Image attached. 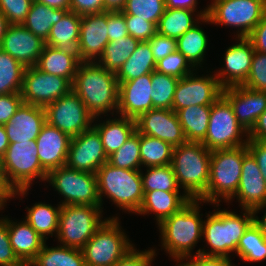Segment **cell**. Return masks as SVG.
<instances>
[{
	"instance_id": "cell-1",
	"label": "cell",
	"mask_w": 266,
	"mask_h": 266,
	"mask_svg": "<svg viewBox=\"0 0 266 266\" xmlns=\"http://www.w3.org/2000/svg\"><path fill=\"white\" fill-rule=\"evenodd\" d=\"M72 90L85 104L94 120L110 112L117 113L119 83L115 73L96 62H81L72 82ZM115 109V111H114Z\"/></svg>"
},
{
	"instance_id": "cell-2",
	"label": "cell",
	"mask_w": 266,
	"mask_h": 266,
	"mask_svg": "<svg viewBox=\"0 0 266 266\" xmlns=\"http://www.w3.org/2000/svg\"><path fill=\"white\" fill-rule=\"evenodd\" d=\"M199 202L201 204L200 200H191L158 224L162 247L175 261L192 256L194 246L202 239L204 221L199 214Z\"/></svg>"
},
{
	"instance_id": "cell-3",
	"label": "cell",
	"mask_w": 266,
	"mask_h": 266,
	"mask_svg": "<svg viewBox=\"0 0 266 266\" xmlns=\"http://www.w3.org/2000/svg\"><path fill=\"white\" fill-rule=\"evenodd\" d=\"M211 152L201 142H186L173 149L171 166L177 184L191 200H199L207 191Z\"/></svg>"
},
{
	"instance_id": "cell-4",
	"label": "cell",
	"mask_w": 266,
	"mask_h": 266,
	"mask_svg": "<svg viewBox=\"0 0 266 266\" xmlns=\"http://www.w3.org/2000/svg\"><path fill=\"white\" fill-rule=\"evenodd\" d=\"M254 216L252 210L245 209L243 216L227 210H216L213 214H207L202 236L211 250L198 249L196 254L229 258V253L237 252L240 238L254 222Z\"/></svg>"
},
{
	"instance_id": "cell-5",
	"label": "cell",
	"mask_w": 266,
	"mask_h": 266,
	"mask_svg": "<svg viewBox=\"0 0 266 266\" xmlns=\"http://www.w3.org/2000/svg\"><path fill=\"white\" fill-rule=\"evenodd\" d=\"M247 151V145H244L231 149H217L211 152L210 178L206 193L199 199L201 202H210L217 207L221 198L228 203L230 202L229 200L238 190L243 157Z\"/></svg>"
},
{
	"instance_id": "cell-6",
	"label": "cell",
	"mask_w": 266,
	"mask_h": 266,
	"mask_svg": "<svg viewBox=\"0 0 266 266\" xmlns=\"http://www.w3.org/2000/svg\"><path fill=\"white\" fill-rule=\"evenodd\" d=\"M0 168L15 197L24 196L34 179L46 181L48 176L39 161L36 140L9 143L0 159Z\"/></svg>"
},
{
	"instance_id": "cell-7",
	"label": "cell",
	"mask_w": 266,
	"mask_h": 266,
	"mask_svg": "<svg viewBox=\"0 0 266 266\" xmlns=\"http://www.w3.org/2000/svg\"><path fill=\"white\" fill-rule=\"evenodd\" d=\"M96 176L101 206L102 197L106 195L122 210L138 212L144 198L140 170L121 169L106 162Z\"/></svg>"
},
{
	"instance_id": "cell-8",
	"label": "cell",
	"mask_w": 266,
	"mask_h": 266,
	"mask_svg": "<svg viewBox=\"0 0 266 266\" xmlns=\"http://www.w3.org/2000/svg\"><path fill=\"white\" fill-rule=\"evenodd\" d=\"M118 217L108 218L81 249L86 266H114L134 246L121 230Z\"/></svg>"
},
{
	"instance_id": "cell-9",
	"label": "cell",
	"mask_w": 266,
	"mask_h": 266,
	"mask_svg": "<svg viewBox=\"0 0 266 266\" xmlns=\"http://www.w3.org/2000/svg\"><path fill=\"white\" fill-rule=\"evenodd\" d=\"M102 209L91 205L61 206L58 241L63 246L82 249L107 220H102Z\"/></svg>"
},
{
	"instance_id": "cell-10",
	"label": "cell",
	"mask_w": 266,
	"mask_h": 266,
	"mask_svg": "<svg viewBox=\"0 0 266 266\" xmlns=\"http://www.w3.org/2000/svg\"><path fill=\"white\" fill-rule=\"evenodd\" d=\"M207 7L201 22L235 26L240 30L236 38L248 37L264 15L266 0H213Z\"/></svg>"
},
{
	"instance_id": "cell-11",
	"label": "cell",
	"mask_w": 266,
	"mask_h": 266,
	"mask_svg": "<svg viewBox=\"0 0 266 266\" xmlns=\"http://www.w3.org/2000/svg\"><path fill=\"white\" fill-rule=\"evenodd\" d=\"M47 182L63 195L64 205H91L101 207L96 174L62 166L48 173Z\"/></svg>"
},
{
	"instance_id": "cell-12",
	"label": "cell",
	"mask_w": 266,
	"mask_h": 266,
	"mask_svg": "<svg viewBox=\"0 0 266 266\" xmlns=\"http://www.w3.org/2000/svg\"><path fill=\"white\" fill-rule=\"evenodd\" d=\"M248 132L238 123L233 107L222 95L211 105L209 126L201 142L208 150L231 149L247 145Z\"/></svg>"
},
{
	"instance_id": "cell-13",
	"label": "cell",
	"mask_w": 266,
	"mask_h": 266,
	"mask_svg": "<svg viewBox=\"0 0 266 266\" xmlns=\"http://www.w3.org/2000/svg\"><path fill=\"white\" fill-rule=\"evenodd\" d=\"M45 111L47 123L71 138L93 126L94 116L72 89L61 98L48 104Z\"/></svg>"
},
{
	"instance_id": "cell-14",
	"label": "cell",
	"mask_w": 266,
	"mask_h": 266,
	"mask_svg": "<svg viewBox=\"0 0 266 266\" xmlns=\"http://www.w3.org/2000/svg\"><path fill=\"white\" fill-rule=\"evenodd\" d=\"M71 89L72 84L64 77L45 73L35 66L24 70L21 95L25 104L45 108Z\"/></svg>"
},
{
	"instance_id": "cell-15",
	"label": "cell",
	"mask_w": 266,
	"mask_h": 266,
	"mask_svg": "<svg viewBox=\"0 0 266 266\" xmlns=\"http://www.w3.org/2000/svg\"><path fill=\"white\" fill-rule=\"evenodd\" d=\"M194 74L192 72L179 79L173 97V111L177 112L191 105H212L222 96L223 87L215 74L202 77Z\"/></svg>"
},
{
	"instance_id": "cell-16",
	"label": "cell",
	"mask_w": 266,
	"mask_h": 266,
	"mask_svg": "<svg viewBox=\"0 0 266 266\" xmlns=\"http://www.w3.org/2000/svg\"><path fill=\"white\" fill-rule=\"evenodd\" d=\"M106 162H108V156L104 151L101 137L93 126L71 139L67 167L96 174Z\"/></svg>"
},
{
	"instance_id": "cell-17",
	"label": "cell",
	"mask_w": 266,
	"mask_h": 266,
	"mask_svg": "<svg viewBox=\"0 0 266 266\" xmlns=\"http://www.w3.org/2000/svg\"><path fill=\"white\" fill-rule=\"evenodd\" d=\"M136 130L170 143L173 147L187 142L178 116L172 109L154 108L142 113L136 119Z\"/></svg>"
},
{
	"instance_id": "cell-18",
	"label": "cell",
	"mask_w": 266,
	"mask_h": 266,
	"mask_svg": "<svg viewBox=\"0 0 266 266\" xmlns=\"http://www.w3.org/2000/svg\"><path fill=\"white\" fill-rule=\"evenodd\" d=\"M222 95L233 107L238 123L249 133L266 110V93L236 85L223 88Z\"/></svg>"
},
{
	"instance_id": "cell-19",
	"label": "cell",
	"mask_w": 266,
	"mask_h": 266,
	"mask_svg": "<svg viewBox=\"0 0 266 266\" xmlns=\"http://www.w3.org/2000/svg\"><path fill=\"white\" fill-rule=\"evenodd\" d=\"M108 43L107 11L83 15L77 45L79 59L82 62L97 61Z\"/></svg>"
},
{
	"instance_id": "cell-20",
	"label": "cell",
	"mask_w": 266,
	"mask_h": 266,
	"mask_svg": "<svg viewBox=\"0 0 266 266\" xmlns=\"http://www.w3.org/2000/svg\"><path fill=\"white\" fill-rule=\"evenodd\" d=\"M151 73L119 84L117 114L137 119L153 108Z\"/></svg>"
},
{
	"instance_id": "cell-21",
	"label": "cell",
	"mask_w": 266,
	"mask_h": 266,
	"mask_svg": "<svg viewBox=\"0 0 266 266\" xmlns=\"http://www.w3.org/2000/svg\"><path fill=\"white\" fill-rule=\"evenodd\" d=\"M44 45L45 41L22 24H10L0 48L26 68L36 65Z\"/></svg>"
},
{
	"instance_id": "cell-22",
	"label": "cell",
	"mask_w": 266,
	"mask_h": 266,
	"mask_svg": "<svg viewBox=\"0 0 266 266\" xmlns=\"http://www.w3.org/2000/svg\"><path fill=\"white\" fill-rule=\"evenodd\" d=\"M234 197H237L242 210L254 211L266 204V181L249 151L244 154L238 190L230 201Z\"/></svg>"
},
{
	"instance_id": "cell-23",
	"label": "cell",
	"mask_w": 266,
	"mask_h": 266,
	"mask_svg": "<svg viewBox=\"0 0 266 266\" xmlns=\"http://www.w3.org/2000/svg\"><path fill=\"white\" fill-rule=\"evenodd\" d=\"M237 39L239 43L226 50L224 55L225 68L215 74L223 88L242 85L251 70L254 55L253 45L247 37Z\"/></svg>"
},
{
	"instance_id": "cell-24",
	"label": "cell",
	"mask_w": 266,
	"mask_h": 266,
	"mask_svg": "<svg viewBox=\"0 0 266 266\" xmlns=\"http://www.w3.org/2000/svg\"><path fill=\"white\" fill-rule=\"evenodd\" d=\"M71 137L47 122L36 138L38 158L42 168L49 173L66 165Z\"/></svg>"
},
{
	"instance_id": "cell-25",
	"label": "cell",
	"mask_w": 266,
	"mask_h": 266,
	"mask_svg": "<svg viewBox=\"0 0 266 266\" xmlns=\"http://www.w3.org/2000/svg\"><path fill=\"white\" fill-rule=\"evenodd\" d=\"M46 122L44 107L23 103L4 127L10 143H21L36 140Z\"/></svg>"
},
{
	"instance_id": "cell-26",
	"label": "cell",
	"mask_w": 266,
	"mask_h": 266,
	"mask_svg": "<svg viewBox=\"0 0 266 266\" xmlns=\"http://www.w3.org/2000/svg\"><path fill=\"white\" fill-rule=\"evenodd\" d=\"M81 62L77 50L57 49L45 44L35 67L45 73L64 77L72 84Z\"/></svg>"
},
{
	"instance_id": "cell-27",
	"label": "cell",
	"mask_w": 266,
	"mask_h": 266,
	"mask_svg": "<svg viewBox=\"0 0 266 266\" xmlns=\"http://www.w3.org/2000/svg\"><path fill=\"white\" fill-rule=\"evenodd\" d=\"M6 224L14 253L20 261L31 263L45 241L25 220L17 223L6 217Z\"/></svg>"
},
{
	"instance_id": "cell-28",
	"label": "cell",
	"mask_w": 266,
	"mask_h": 266,
	"mask_svg": "<svg viewBox=\"0 0 266 266\" xmlns=\"http://www.w3.org/2000/svg\"><path fill=\"white\" fill-rule=\"evenodd\" d=\"M168 191L144 192V198L137 214L155 213L157 224L174 213L179 212L191 199L186 194Z\"/></svg>"
},
{
	"instance_id": "cell-29",
	"label": "cell",
	"mask_w": 266,
	"mask_h": 266,
	"mask_svg": "<svg viewBox=\"0 0 266 266\" xmlns=\"http://www.w3.org/2000/svg\"><path fill=\"white\" fill-rule=\"evenodd\" d=\"M93 127L98 131L104 147V151L109 157L118 150L136 131V120L124 116L115 119H108L102 123L96 122Z\"/></svg>"
},
{
	"instance_id": "cell-30",
	"label": "cell",
	"mask_w": 266,
	"mask_h": 266,
	"mask_svg": "<svg viewBox=\"0 0 266 266\" xmlns=\"http://www.w3.org/2000/svg\"><path fill=\"white\" fill-rule=\"evenodd\" d=\"M208 9L206 7V9L200 11L198 17H196L197 19H194L192 14L196 11L166 8L157 25V33L177 40L187 30L193 28L198 20L201 21L204 17H207Z\"/></svg>"
},
{
	"instance_id": "cell-31",
	"label": "cell",
	"mask_w": 266,
	"mask_h": 266,
	"mask_svg": "<svg viewBox=\"0 0 266 266\" xmlns=\"http://www.w3.org/2000/svg\"><path fill=\"white\" fill-rule=\"evenodd\" d=\"M211 105L188 106L176 112L187 142H202L208 131Z\"/></svg>"
},
{
	"instance_id": "cell-32",
	"label": "cell",
	"mask_w": 266,
	"mask_h": 266,
	"mask_svg": "<svg viewBox=\"0 0 266 266\" xmlns=\"http://www.w3.org/2000/svg\"><path fill=\"white\" fill-rule=\"evenodd\" d=\"M81 18L75 12L68 11L52 26L45 44L57 49L77 50Z\"/></svg>"
},
{
	"instance_id": "cell-33",
	"label": "cell",
	"mask_w": 266,
	"mask_h": 266,
	"mask_svg": "<svg viewBox=\"0 0 266 266\" xmlns=\"http://www.w3.org/2000/svg\"><path fill=\"white\" fill-rule=\"evenodd\" d=\"M156 61L149 46V41H140L135 51L115 73L118 83L130 81L152 73Z\"/></svg>"
},
{
	"instance_id": "cell-34",
	"label": "cell",
	"mask_w": 266,
	"mask_h": 266,
	"mask_svg": "<svg viewBox=\"0 0 266 266\" xmlns=\"http://www.w3.org/2000/svg\"><path fill=\"white\" fill-rule=\"evenodd\" d=\"M68 11L70 10L55 9L33 1L30 11L22 25L35 36L46 41L52 26L59 22Z\"/></svg>"
},
{
	"instance_id": "cell-35",
	"label": "cell",
	"mask_w": 266,
	"mask_h": 266,
	"mask_svg": "<svg viewBox=\"0 0 266 266\" xmlns=\"http://www.w3.org/2000/svg\"><path fill=\"white\" fill-rule=\"evenodd\" d=\"M28 209L25 221L36 231L44 241L47 236H53V233L58 234L59 228V215L61 205L53 207L46 203H35L31 208Z\"/></svg>"
},
{
	"instance_id": "cell-36",
	"label": "cell",
	"mask_w": 266,
	"mask_h": 266,
	"mask_svg": "<svg viewBox=\"0 0 266 266\" xmlns=\"http://www.w3.org/2000/svg\"><path fill=\"white\" fill-rule=\"evenodd\" d=\"M31 266H86L81 249L59 245L49 247L44 242L41 251L30 263Z\"/></svg>"
},
{
	"instance_id": "cell-37",
	"label": "cell",
	"mask_w": 266,
	"mask_h": 266,
	"mask_svg": "<svg viewBox=\"0 0 266 266\" xmlns=\"http://www.w3.org/2000/svg\"><path fill=\"white\" fill-rule=\"evenodd\" d=\"M207 38L206 33L201 29L198 23L176 40L177 51H179L196 69H198L197 67L199 66L202 67L201 62L205 59L204 55L208 48Z\"/></svg>"
},
{
	"instance_id": "cell-38",
	"label": "cell",
	"mask_w": 266,
	"mask_h": 266,
	"mask_svg": "<svg viewBox=\"0 0 266 266\" xmlns=\"http://www.w3.org/2000/svg\"><path fill=\"white\" fill-rule=\"evenodd\" d=\"M139 42L129 35L115 41H109L97 63L106 70L116 73L135 51Z\"/></svg>"
},
{
	"instance_id": "cell-39",
	"label": "cell",
	"mask_w": 266,
	"mask_h": 266,
	"mask_svg": "<svg viewBox=\"0 0 266 266\" xmlns=\"http://www.w3.org/2000/svg\"><path fill=\"white\" fill-rule=\"evenodd\" d=\"M173 149L170 143L140 134L141 165L145 167L171 165Z\"/></svg>"
},
{
	"instance_id": "cell-40",
	"label": "cell",
	"mask_w": 266,
	"mask_h": 266,
	"mask_svg": "<svg viewBox=\"0 0 266 266\" xmlns=\"http://www.w3.org/2000/svg\"><path fill=\"white\" fill-rule=\"evenodd\" d=\"M236 253L243 261L247 262H260L266 259V238L255 222L240 238Z\"/></svg>"
},
{
	"instance_id": "cell-41",
	"label": "cell",
	"mask_w": 266,
	"mask_h": 266,
	"mask_svg": "<svg viewBox=\"0 0 266 266\" xmlns=\"http://www.w3.org/2000/svg\"><path fill=\"white\" fill-rule=\"evenodd\" d=\"M25 67L0 48V95L21 93Z\"/></svg>"
},
{
	"instance_id": "cell-42",
	"label": "cell",
	"mask_w": 266,
	"mask_h": 266,
	"mask_svg": "<svg viewBox=\"0 0 266 266\" xmlns=\"http://www.w3.org/2000/svg\"><path fill=\"white\" fill-rule=\"evenodd\" d=\"M143 192L168 191L180 192L176 176L171 165L147 167L144 174L141 172Z\"/></svg>"
},
{
	"instance_id": "cell-43",
	"label": "cell",
	"mask_w": 266,
	"mask_h": 266,
	"mask_svg": "<svg viewBox=\"0 0 266 266\" xmlns=\"http://www.w3.org/2000/svg\"><path fill=\"white\" fill-rule=\"evenodd\" d=\"M108 163L121 169L142 170L140 133L137 130L118 150L108 157Z\"/></svg>"
},
{
	"instance_id": "cell-44",
	"label": "cell",
	"mask_w": 266,
	"mask_h": 266,
	"mask_svg": "<svg viewBox=\"0 0 266 266\" xmlns=\"http://www.w3.org/2000/svg\"><path fill=\"white\" fill-rule=\"evenodd\" d=\"M153 108L172 109L173 97L179 79L154 70L151 73Z\"/></svg>"
},
{
	"instance_id": "cell-45",
	"label": "cell",
	"mask_w": 266,
	"mask_h": 266,
	"mask_svg": "<svg viewBox=\"0 0 266 266\" xmlns=\"http://www.w3.org/2000/svg\"><path fill=\"white\" fill-rule=\"evenodd\" d=\"M165 9V0H126L121 12L145 19L157 27Z\"/></svg>"
},
{
	"instance_id": "cell-46",
	"label": "cell",
	"mask_w": 266,
	"mask_h": 266,
	"mask_svg": "<svg viewBox=\"0 0 266 266\" xmlns=\"http://www.w3.org/2000/svg\"><path fill=\"white\" fill-rule=\"evenodd\" d=\"M193 69V70H192ZM156 71L181 79L196 70L179 52L175 51L156 62Z\"/></svg>"
},
{
	"instance_id": "cell-47",
	"label": "cell",
	"mask_w": 266,
	"mask_h": 266,
	"mask_svg": "<svg viewBox=\"0 0 266 266\" xmlns=\"http://www.w3.org/2000/svg\"><path fill=\"white\" fill-rule=\"evenodd\" d=\"M242 85L266 93V53L254 51L250 73Z\"/></svg>"
},
{
	"instance_id": "cell-48",
	"label": "cell",
	"mask_w": 266,
	"mask_h": 266,
	"mask_svg": "<svg viewBox=\"0 0 266 266\" xmlns=\"http://www.w3.org/2000/svg\"><path fill=\"white\" fill-rule=\"evenodd\" d=\"M34 0H0V11L9 24L19 25L24 22Z\"/></svg>"
},
{
	"instance_id": "cell-49",
	"label": "cell",
	"mask_w": 266,
	"mask_h": 266,
	"mask_svg": "<svg viewBox=\"0 0 266 266\" xmlns=\"http://www.w3.org/2000/svg\"><path fill=\"white\" fill-rule=\"evenodd\" d=\"M129 36L139 41H149L156 33L157 27L145 19L123 13Z\"/></svg>"
},
{
	"instance_id": "cell-50",
	"label": "cell",
	"mask_w": 266,
	"mask_h": 266,
	"mask_svg": "<svg viewBox=\"0 0 266 266\" xmlns=\"http://www.w3.org/2000/svg\"><path fill=\"white\" fill-rule=\"evenodd\" d=\"M15 263H22L14 253L10 243L6 218L0 219V266H9Z\"/></svg>"
},
{
	"instance_id": "cell-51",
	"label": "cell",
	"mask_w": 266,
	"mask_h": 266,
	"mask_svg": "<svg viewBox=\"0 0 266 266\" xmlns=\"http://www.w3.org/2000/svg\"><path fill=\"white\" fill-rule=\"evenodd\" d=\"M149 46L156 62L177 50L176 39L158 33L149 40Z\"/></svg>"
},
{
	"instance_id": "cell-52",
	"label": "cell",
	"mask_w": 266,
	"mask_h": 266,
	"mask_svg": "<svg viewBox=\"0 0 266 266\" xmlns=\"http://www.w3.org/2000/svg\"><path fill=\"white\" fill-rule=\"evenodd\" d=\"M21 93L0 95V125H5L23 104Z\"/></svg>"
},
{
	"instance_id": "cell-53",
	"label": "cell",
	"mask_w": 266,
	"mask_h": 266,
	"mask_svg": "<svg viewBox=\"0 0 266 266\" xmlns=\"http://www.w3.org/2000/svg\"><path fill=\"white\" fill-rule=\"evenodd\" d=\"M155 255V249L139 252L136 248H133L114 266H151Z\"/></svg>"
},
{
	"instance_id": "cell-54",
	"label": "cell",
	"mask_w": 266,
	"mask_h": 266,
	"mask_svg": "<svg viewBox=\"0 0 266 266\" xmlns=\"http://www.w3.org/2000/svg\"><path fill=\"white\" fill-rule=\"evenodd\" d=\"M183 260L184 261L188 260V262L183 263ZM178 261H181L182 264L180 262V264H178L177 266H234L235 265V264L232 265L230 258L222 256L203 255L201 253L185 257Z\"/></svg>"
},
{
	"instance_id": "cell-55",
	"label": "cell",
	"mask_w": 266,
	"mask_h": 266,
	"mask_svg": "<svg viewBox=\"0 0 266 266\" xmlns=\"http://www.w3.org/2000/svg\"><path fill=\"white\" fill-rule=\"evenodd\" d=\"M107 25L109 41L129 35L125 17L121 11L107 12Z\"/></svg>"
},
{
	"instance_id": "cell-56",
	"label": "cell",
	"mask_w": 266,
	"mask_h": 266,
	"mask_svg": "<svg viewBox=\"0 0 266 266\" xmlns=\"http://www.w3.org/2000/svg\"><path fill=\"white\" fill-rule=\"evenodd\" d=\"M70 11L83 16L104 12L103 0H70Z\"/></svg>"
},
{
	"instance_id": "cell-57",
	"label": "cell",
	"mask_w": 266,
	"mask_h": 266,
	"mask_svg": "<svg viewBox=\"0 0 266 266\" xmlns=\"http://www.w3.org/2000/svg\"><path fill=\"white\" fill-rule=\"evenodd\" d=\"M247 38L251 41L254 51L266 53V10Z\"/></svg>"
},
{
	"instance_id": "cell-58",
	"label": "cell",
	"mask_w": 266,
	"mask_h": 266,
	"mask_svg": "<svg viewBox=\"0 0 266 266\" xmlns=\"http://www.w3.org/2000/svg\"><path fill=\"white\" fill-rule=\"evenodd\" d=\"M247 148L255 158L262 172V176L266 181V141L248 139Z\"/></svg>"
},
{
	"instance_id": "cell-59",
	"label": "cell",
	"mask_w": 266,
	"mask_h": 266,
	"mask_svg": "<svg viewBox=\"0 0 266 266\" xmlns=\"http://www.w3.org/2000/svg\"><path fill=\"white\" fill-rule=\"evenodd\" d=\"M247 138L266 141V110L259 116Z\"/></svg>"
},
{
	"instance_id": "cell-60",
	"label": "cell",
	"mask_w": 266,
	"mask_h": 266,
	"mask_svg": "<svg viewBox=\"0 0 266 266\" xmlns=\"http://www.w3.org/2000/svg\"><path fill=\"white\" fill-rule=\"evenodd\" d=\"M13 193V190L7 185L0 168V210H3L7 200L14 198Z\"/></svg>"
},
{
	"instance_id": "cell-61",
	"label": "cell",
	"mask_w": 266,
	"mask_h": 266,
	"mask_svg": "<svg viewBox=\"0 0 266 266\" xmlns=\"http://www.w3.org/2000/svg\"><path fill=\"white\" fill-rule=\"evenodd\" d=\"M197 0H165V6L169 9H189L195 11Z\"/></svg>"
},
{
	"instance_id": "cell-62",
	"label": "cell",
	"mask_w": 266,
	"mask_h": 266,
	"mask_svg": "<svg viewBox=\"0 0 266 266\" xmlns=\"http://www.w3.org/2000/svg\"><path fill=\"white\" fill-rule=\"evenodd\" d=\"M55 9L70 10V0H34Z\"/></svg>"
},
{
	"instance_id": "cell-63",
	"label": "cell",
	"mask_w": 266,
	"mask_h": 266,
	"mask_svg": "<svg viewBox=\"0 0 266 266\" xmlns=\"http://www.w3.org/2000/svg\"><path fill=\"white\" fill-rule=\"evenodd\" d=\"M104 2V12H117L122 11L126 0H103Z\"/></svg>"
},
{
	"instance_id": "cell-64",
	"label": "cell",
	"mask_w": 266,
	"mask_h": 266,
	"mask_svg": "<svg viewBox=\"0 0 266 266\" xmlns=\"http://www.w3.org/2000/svg\"><path fill=\"white\" fill-rule=\"evenodd\" d=\"M9 143L10 142L5 127L4 125H0V159L5 154V151L7 150Z\"/></svg>"
},
{
	"instance_id": "cell-65",
	"label": "cell",
	"mask_w": 266,
	"mask_h": 266,
	"mask_svg": "<svg viewBox=\"0 0 266 266\" xmlns=\"http://www.w3.org/2000/svg\"><path fill=\"white\" fill-rule=\"evenodd\" d=\"M265 208L266 209V204L264 206H261L257 209H255L253 212H254V222L260 227L261 231H262V234L264 235V237L266 238V210H265V214L264 216L260 218H258V216H256V213L259 212V210Z\"/></svg>"
},
{
	"instance_id": "cell-66",
	"label": "cell",
	"mask_w": 266,
	"mask_h": 266,
	"mask_svg": "<svg viewBox=\"0 0 266 266\" xmlns=\"http://www.w3.org/2000/svg\"><path fill=\"white\" fill-rule=\"evenodd\" d=\"M9 25L10 24L6 19L5 15L0 11V45L2 43L3 37L5 36Z\"/></svg>"
},
{
	"instance_id": "cell-67",
	"label": "cell",
	"mask_w": 266,
	"mask_h": 266,
	"mask_svg": "<svg viewBox=\"0 0 266 266\" xmlns=\"http://www.w3.org/2000/svg\"><path fill=\"white\" fill-rule=\"evenodd\" d=\"M9 266H31V265H30V263L22 262V263H15V264L9 265Z\"/></svg>"
}]
</instances>
